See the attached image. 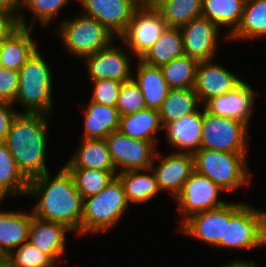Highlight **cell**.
Returning <instances> with one entry per match:
<instances>
[{"label":"cell","instance_id":"cell-1","mask_svg":"<svg viewBox=\"0 0 266 267\" xmlns=\"http://www.w3.org/2000/svg\"><path fill=\"white\" fill-rule=\"evenodd\" d=\"M55 177L49 171L29 180L26 197L37 198L32 215L46 221L65 225L81 236L83 198L76 189L73 177L63 165Z\"/></svg>","mask_w":266,"mask_h":267},{"label":"cell","instance_id":"cell-2","mask_svg":"<svg viewBox=\"0 0 266 267\" xmlns=\"http://www.w3.org/2000/svg\"><path fill=\"white\" fill-rule=\"evenodd\" d=\"M49 117L18 113L4 140L19 170L28 180L49 171L46 164Z\"/></svg>","mask_w":266,"mask_h":267},{"label":"cell","instance_id":"cell-3","mask_svg":"<svg viewBox=\"0 0 266 267\" xmlns=\"http://www.w3.org/2000/svg\"><path fill=\"white\" fill-rule=\"evenodd\" d=\"M266 245V211L247 202L225 203L224 238L217 248L253 250Z\"/></svg>","mask_w":266,"mask_h":267},{"label":"cell","instance_id":"cell-4","mask_svg":"<svg viewBox=\"0 0 266 267\" xmlns=\"http://www.w3.org/2000/svg\"><path fill=\"white\" fill-rule=\"evenodd\" d=\"M37 49L19 69L18 93L13 105L20 113L53 115V72Z\"/></svg>","mask_w":266,"mask_h":267},{"label":"cell","instance_id":"cell-5","mask_svg":"<svg viewBox=\"0 0 266 267\" xmlns=\"http://www.w3.org/2000/svg\"><path fill=\"white\" fill-rule=\"evenodd\" d=\"M129 207L122 183L115 176L99 193L83 199L81 237L110 231Z\"/></svg>","mask_w":266,"mask_h":267},{"label":"cell","instance_id":"cell-6","mask_svg":"<svg viewBox=\"0 0 266 267\" xmlns=\"http://www.w3.org/2000/svg\"><path fill=\"white\" fill-rule=\"evenodd\" d=\"M195 171L207 176L225 191L250 186L247 153H229L200 148L193 154Z\"/></svg>","mask_w":266,"mask_h":267},{"label":"cell","instance_id":"cell-7","mask_svg":"<svg viewBox=\"0 0 266 267\" xmlns=\"http://www.w3.org/2000/svg\"><path fill=\"white\" fill-rule=\"evenodd\" d=\"M61 19L54 31L67 52L79 59L108 47L116 38L102 23L83 13Z\"/></svg>","mask_w":266,"mask_h":267},{"label":"cell","instance_id":"cell-8","mask_svg":"<svg viewBox=\"0 0 266 267\" xmlns=\"http://www.w3.org/2000/svg\"><path fill=\"white\" fill-rule=\"evenodd\" d=\"M248 126L237 119L212 115L203 107L200 148L247 153Z\"/></svg>","mask_w":266,"mask_h":267},{"label":"cell","instance_id":"cell-9","mask_svg":"<svg viewBox=\"0 0 266 267\" xmlns=\"http://www.w3.org/2000/svg\"><path fill=\"white\" fill-rule=\"evenodd\" d=\"M167 27L166 21L155 8L141 4L119 40L135 58L141 59Z\"/></svg>","mask_w":266,"mask_h":267},{"label":"cell","instance_id":"cell-10","mask_svg":"<svg viewBox=\"0 0 266 267\" xmlns=\"http://www.w3.org/2000/svg\"><path fill=\"white\" fill-rule=\"evenodd\" d=\"M104 140L117 173L149 169L158 149L151 141L128 137L119 130Z\"/></svg>","mask_w":266,"mask_h":267},{"label":"cell","instance_id":"cell-11","mask_svg":"<svg viewBox=\"0 0 266 267\" xmlns=\"http://www.w3.org/2000/svg\"><path fill=\"white\" fill-rule=\"evenodd\" d=\"M223 191L207 176L194 171L185 181L181 192L172 198L177 202L178 211L182 216L179 225L196 213L214 209L227 203L228 201L220 199L219 195Z\"/></svg>","mask_w":266,"mask_h":267},{"label":"cell","instance_id":"cell-12","mask_svg":"<svg viewBox=\"0 0 266 267\" xmlns=\"http://www.w3.org/2000/svg\"><path fill=\"white\" fill-rule=\"evenodd\" d=\"M113 43L83 59L90 81L111 79L126 82L132 79L135 70L132 69L131 57L135 56L127 47L125 50Z\"/></svg>","mask_w":266,"mask_h":267},{"label":"cell","instance_id":"cell-13","mask_svg":"<svg viewBox=\"0 0 266 267\" xmlns=\"http://www.w3.org/2000/svg\"><path fill=\"white\" fill-rule=\"evenodd\" d=\"M150 168L161 193H171L175 198L181 192L185 181L195 171L194 157L193 154L182 152H170L163 156L157 150Z\"/></svg>","mask_w":266,"mask_h":267},{"label":"cell","instance_id":"cell-14","mask_svg":"<svg viewBox=\"0 0 266 267\" xmlns=\"http://www.w3.org/2000/svg\"><path fill=\"white\" fill-rule=\"evenodd\" d=\"M186 56L198 61L216 60L221 29L209 19L200 16L180 28Z\"/></svg>","mask_w":266,"mask_h":267},{"label":"cell","instance_id":"cell-15","mask_svg":"<svg viewBox=\"0 0 266 267\" xmlns=\"http://www.w3.org/2000/svg\"><path fill=\"white\" fill-rule=\"evenodd\" d=\"M83 14L102 23L116 38L126 30L142 0H77Z\"/></svg>","mask_w":266,"mask_h":267},{"label":"cell","instance_id":"cell-16","mask_svg":"<svg viewBox=\"0 0 266 267\" xmlns=\"http://www.w3.org/2000/svg\"><path fill=\"white\" fill-rule=\"evenodd\" d=\"M258 92L252 89L246 81L224 95L209 99L204 109L212 115L237 119L249 127L255 111V96Z\"/></svg>","mask_w":266,"mask_h":267},{"label":"cell","instance_id":"cell-17","mask_svg":"<svg viewBox=\"0 0 266 267\" xmlns=\"http://www.w3.org/2000/svg\"><path fill=\"white\" fill-rule=\"evenodd\" d=\"M242 82V78L214 59L205 60L198 63L194 89L203 106L209 99L231 92Z\"/></svg>","mask_w":266,"mask_h":267},{"label":"cell","instance_id":"cell-18","mask_svg":"<svg viewBox=\"0 0 266 267\" xmlns=\"http://www.w3.org/2000/svg\"><path fill=\"white\" fill-rule=\"evenodd\" d=\"M178 228L181 234L215 248L224 238L225 204L190 216Z\"/></svg>","mask_w":266,"mask_h":267},{"label":"cell","instance_id":"cell-19","mask_svg":"<svg viewBox=\"0 0 266 267\" xmlns=\"http://www.w3.org/2000/svg\"><path fill=\"white\" fill-rule=\"evenodd\" d=\"M72 232L65 225L39 219L32 215L29 242L49 256L57 265L66 251V235Z\"/></svg>","mask_w":266,"mask_h":267},{"label":"cell","instance_id":"cell-20","mask_svg":"<svg viewBox=\"0 0 266 267\" xmlns=\"http://www.w3.org/2000/svg\"><path fill=\"white\" fill-rule=\"evenodd\" d=\"M201 108L163 126L167 142L172 148L177 149L175 152L194 154L200 149L203 122V108L202 110Z\"/></svg>","mask_w":266,"mask_h":267},{"label":"cell","instance_id":"cell-21","mask_svg":"<svg viewBox=\"0 0 266 267\" xmlns=\"http://www.w3.org/2000/svg\"><path fill=\"white\" fill-rule=\"evenodd\" d=\"M31 219L32 212L29 211L0 210V260L29 241Z\"/></svg>","mask_w":266,"mask_h":267},{"label":"cell","instance_id":"cell-22","mask_svg":"<svg viewBox=\"0 0 266 267\" xmlns=\"http://www.w3.org/2000/svg\"><path fill=\"white\" fill-rule=\"evenodd\" d=\"M33 28L17 26L1 43L0 58L3 68L19 71L38 49V42L31 36Z\"/></svg>","mask_w":266,"mask_h":267},{"label":"cell","instance_id":"cell-23","mask_svg":"<svg viewBox=\"0 0 266 267\" xmlns=\"http://www.w3.org/2000/svg\"><path fill=\"white\" fill-rule=\"evenodd\" d=\"M136 60L138 62L132 79L141 89L147 108L159 110L170 87L159 66L149 65L141 59Z\"/></svg>","mask_w":266,"mask_h":267},{"label":"cell","instance_id":"cell-24","mask_svg":"<svg viewBox=\"0 0 266 267\" xmlns=\"http://www.w3.org/2000/svg\"><path fill=\"white\" fill-rule=\"evenodd\" d=\"M83 139H105L110 133L118 131L120 114L116 107L105 106L89 100L83 108Z\"/></svg>","mask_w":266,"mask_h":267},{"label":"cell","instance_id":"cell-25","mask_svg":"<svg viewBox=\"0 0 266 267\" xmlns=\"http://www.w3.org/2000/svg\"><path fill=\"white\" fill-rule=\"evenodd\" d=\"M64 166L101 171H116L104 139H83L77 151L72 153Z\"/></svg>","mask_w":266,"mask_h":267},{"label":"cell","instance_id":"cell-26","mask_svg":"<svg viewBox=\"0 0 266 267\" xmlns=\"http://www.w3.org/2000/svg\"><path fill=\"white\" fill-rule=\"evenodd\" d=\"M129 205L145 204L161 193L151 168L117 173Z\"/></svg>","mask_w":266,"mask_h":267},{"label":"cell","instance_id":"cell-27","mask_svg":"<svg viewBox=\"0 0 266 267\" xmlns=\"http://www.w3.org/2000/svg\"><path fill=\"white\" fill-rule=\"evenodd\" d=\"M163 130L159 110L145 108L120 116L119 131L128 137L157 143V134Z\"/></svg>","mask_w":266,"mask_h":267},{"label":"cell","instance_id":"cell-28","mask_svg":"<svg viewBox=\"0 0 266 267\" xmlns=\"http://www.w3.org/2000/svg\"><path fill=\"white\" fill-rule=\"evenodd\" d=\"M246 0H203L201 16L209 19L221 30L228 28L221 40H227L240 25Z\"/></svg>","mask_w":266,"mask_h":267},{"label":"cell","instance_id":"cell-29","mask_svg":"<svg viewBox=\"0 0 266 267\" xmlns=\"http://www.w3.org/2000/svg\"><path fill=\"white\" fill-rule=\"evenodd\" d=\"M29 180L19 170L4 141H0V201L8 197L25 196Z\"/></svg>","mask_w":266,"mask_h":267},{"label":"cell","instance_id":"cell-30","mask_svg":"<svg viewBox=\"0 0 266 267\" xmlns=\"http://www.w3.org/2000/svg\"><path fill=\"white\" fill-rule=\"evenodd\" d=\"M266 36V0H246L240 25L228 40H256ZM256 38V39H255Z\"/></svg>","mask_w":266,"mask_h":267},{"label":"cell","instance_id":"cell-31","mask_svg":"<svg viewBox=\"0 0 266 267\" xmlns=\"http://www.w3.org/2000/svg\"><path fill=\"white\" fill-rule=\"evenodd\" d=\"M183 55L185 53L180 28L167 27L141 60L160 67Z\"/></svg>","mask_w":266,"mask_h":267},{"label":"cell","instance_id":"cell-32","mask_svg":"<svg viewBox=\"0 0 266 267\" xmlns=\"http://www.w3.org/2000/svg\"><path fill=\"white\" fill-rule=\"evenodd\" d=\"M201 103L194 88L170 89L159 109L162 126L196 112Z\"/></svg>","mask_w":266,"mask_h":267},{"label":"cell","instance_id":"cell-33","mask_svg":"<svg viewBox=\"0 0 266 267\" xmlns=\"http://www.w3.org/2000/svg\"><path fill=\"white\" fill-rule=\"evenodd\" d=\"M203 0H164L155 9L168 27L181 28L202 14Z\"/></svg>","mask_w":266,"mask_h":267},{"label":"cell","instance_id":"cell-34","mask_svg":"<svg viewBox=\"0 0 266 267\" xmlns=\"http://www.w3.org/2000/svg\"><path fill=\"white\" fill-rule=\"evenodd\" d=\"M199 61L183 55L160 66L170 89L194 88Z\"/></svg>","mask_w":266,"mask_h":267},{"label":"cell","instance_id":"cell-35","mask_svg":"<svg viewBox=\"0 0 266 267\" xmlns=\"http://www.w3.org/2000/svg\"><path fill=\"white\" fill-rule=\"evenodd\" d=\"M72 0H21V13L18 25L26 28H33L38 21L41 25L46 26L58 17L61 9H65L66 5ZM77 3V0H74ZM65 7V8H64ZM32 12L31 24L27 26L26 15L24 12ZM37 20V21H36Z\"/></svg>","mask_w":266,"mask_h":267},{"label":"cell","instance_id":"cell-36","mask_svg":"<svg viewBox=\"0 0 266 267\" xmlns=\"http://www.w3.org/2000/svg\"><path fill=\"white\" fill-rule=\"evenodd\" d=\"M67 169L71 173L75 187L83 199L99 193L117 174L116 171H101L97 169Z\"/></svg>","mask_w":266,"mask_h":267},{"label":"cell","instance_id":"cell-37","mask_svg":"<svg viewBox=\"0 0 266 267\" xmlns=\"http://www.w3.org/2000/svg\"><path fill=\"white\" fill-rule=\"evenodd\" d=\"M8 267H56L49 256L42 253L29 241L13 250L2 260Z\"/></svg>","mask_w":266,"mask_h":267},{"label":"cell","instance_id":"cell-38","mask_svg":"<svg viewBox=\"0 0 266 267\" xmlns=\"http://www.w3.org/2000/svg\"><path fill=\"white\" fill-rule=\"evenodd\" d=\"M116 108L120 116L136 113L147 108L141 89L133 79L123 82L117 98Z\"/></svg>","mask_w":266,"mask_h":267},{"label":"cell","instance_id":"cell-39","mask_svg":"<svg viewBox=\"0 0 266 267\" xmlns=\"http://www.w3.org/2000/svg\"><path fill=\"white\" fill-rule=\"evenodd\" d=\"M93 92L90 101L102 104L105 106L116 107L117 98L123 82L111 79H102L98 81H91Z\"/></svg>","mask_w":266,"mask_h":267},{"label":"cell","instance_id":"cell-40","mask_svg":"<svg viewBox=\"0 0 266 267\" xmlns=\"http://www.w3.org/2000/svg\"><path fill=\"white\" fill-rule=\"evenodd\" d=\"M19 71L3 68L0 70V102L13 104L18 93Z\"/></svg>","mask_w":266,"mask_h":267},{"label":"cell","instance_id":"cell-41","mask_svg":"<svg viewBox=\"0 0 266 267\" xmlns=\"http://www.w3.org/2000/svg\"><path fill=\"white\" fill-rule=\"evenodd\" d=\"M14 105L7 102H0V141H4L10 131L13 119L19 112Z\"/></svg>","mask_w":266,"mask_h":267},{"label":"cell","instance_id":"cell-42","mask_svg":"<svg viewBox=\"0 0 266 267\" xmlns=\"http://www.w3.org/2000/svg\"><path fill=\"white\" fill-rule=\"evenodd\" d=\"M21 13V0H0V14L13 17L19 22Z\"/></svg>","mask_w":266,"mask_h":267},{"label":"cell","instance_id":"cell-43","mask_svg":"<svg viewBox=\"0 0 266 267\" xmlns=\"http://www.w3.org/2000/svg\"><path fill=\"white\" fill-rule=\"evenodd\" d=\"M18 22L11 16L0 14V43L17 27Z\"/></svg>","mask_w":266,"mask_h":267},{"label":"cell","instance_id":"cell-44","mask_svg":"<svg viewBox=\"0 0 266 267\" xmlns=\"http://www.w3.org/2000/svg\"><path fill=\"white\" fill-rule=\"evenodd\" d=\"M220 267H261L260 265H258L254 260H241L238 258H235L233 260H231V262L229 261L226 264L223 265H219Z\"/></svg>","mask_w":266,"mask_h":267},{"label":"cell","instance_id":"cell-45","mask_svg":"<svg viewBox=\"0 0 266 267\" xmlns=\"http://www.w3.org/2000/svg\"><path fill=\"white\" fill-rule=\"evenodd\" d=\"M162 1L164 0H142V4L155 8Z\"/></svg>","mask_w":266,"mask_h":267},{"label":"cell","instance_id":"cell-46","mask_svg":"<svg viewBox=\"0 0 266 267\" xmlns=\"http://www.w3.org/2000/svg\"><path fill=\"white\" fill-rule=\"evenodd\" d=\"M0 267H8L2 260L0 261Z\"/></svg>","mask_w":266,"mask_h":267},{"label":"cell","instance_id":"cell-47","mask_svg":"<svg viewBox=\"0 0 266 267\" xmlns=\"http://www.w3.org/2000/svg\"><path fill=\"white\" fill-rule=\"evenodd\" d=\"M3 69V65H2V62H1V58H0V70Z\"/></svg>","mask_w":266,"mask_h":267}]
</instances>
